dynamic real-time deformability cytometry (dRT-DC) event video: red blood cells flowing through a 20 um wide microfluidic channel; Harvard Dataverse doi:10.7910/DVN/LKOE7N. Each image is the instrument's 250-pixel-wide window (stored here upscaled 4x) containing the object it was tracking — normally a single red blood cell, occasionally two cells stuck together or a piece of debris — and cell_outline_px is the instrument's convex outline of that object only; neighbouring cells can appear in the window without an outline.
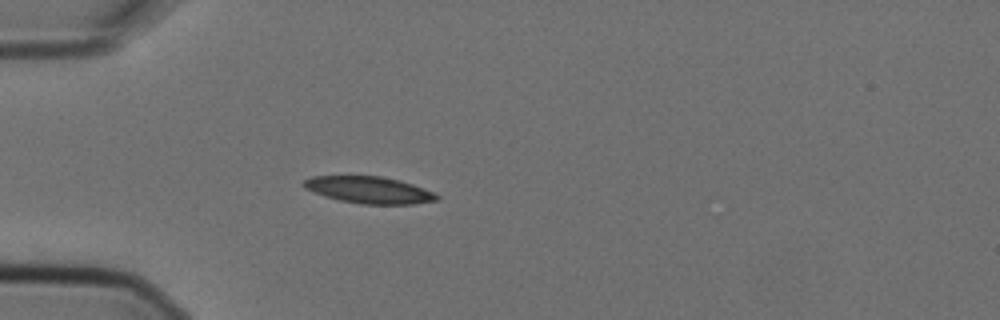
{"species": "Egyptian fruit bat (a non-hibernating species)", "species_latin": "Rousettus aegyptiacus", "temperature_condition": "cold", "stored_images_in_passage": 4, "camera_frame_rate_fps": 3000, "um_per_image_px": 0.085, "animal": {"sex": "female"}, "frame": {"image": 1, "passage_image": 4, "time_ms": 1.0, "image_size_px": [1000, 320], "cell_outline_px": [[440, 196], [436, 200], [412, 204], [360, 204], [340, 200], [324, 196], [304, 188], [300, 184], [304, 180], [312, 176], [380, 176], [412, 184], [432, 192]], "centroid_in_image_um": [31.31, 16.15], "position_along_channel_um": 53.7, "area_um2": 20.58}}